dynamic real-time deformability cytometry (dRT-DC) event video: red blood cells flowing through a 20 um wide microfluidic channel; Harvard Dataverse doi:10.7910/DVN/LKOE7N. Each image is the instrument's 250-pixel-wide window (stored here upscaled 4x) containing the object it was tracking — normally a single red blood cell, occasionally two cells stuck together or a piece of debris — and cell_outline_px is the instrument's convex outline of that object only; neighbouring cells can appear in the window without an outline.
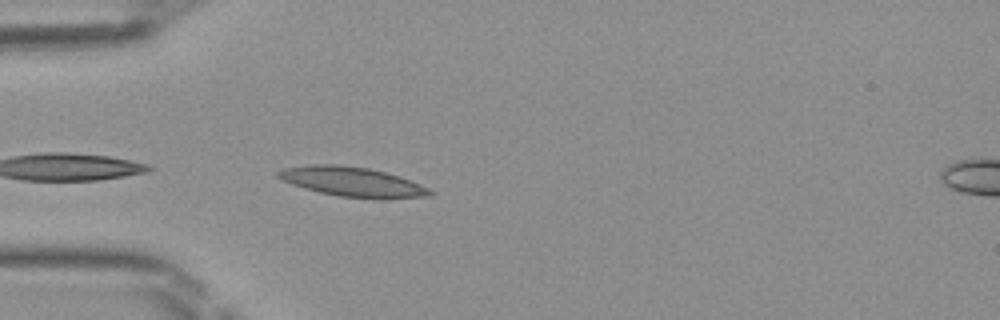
{"species": "Egyptian fruit bat (a non-hibernating species)", "species_latin": "Rousettus aegyptiacus", "temperature_condition": "room temperature", "stored_images_in_passage": 13, "camera_frame_rate_fps": 3000, "um_per_image_px": 0.085, "frame": {"image": 1, "passage_image": 1, "time_ms": 0.0, "image_size_px": [1000, 320], "cell_outline_px": [[436, 192], [432, 196], [388, 200], [376, 200], [340, 196], [320, 192], [304, 188], [280, 180], [276, 176], [276, 172], [284, 168], [312, 164], [340, 164], [368, 168], [388, 172], [400, 176], [420, 184]], "centroid_in_image_um": [30.02, 15.47], "position_along_channel_um": 55.0, "area_um2": 26.88}}